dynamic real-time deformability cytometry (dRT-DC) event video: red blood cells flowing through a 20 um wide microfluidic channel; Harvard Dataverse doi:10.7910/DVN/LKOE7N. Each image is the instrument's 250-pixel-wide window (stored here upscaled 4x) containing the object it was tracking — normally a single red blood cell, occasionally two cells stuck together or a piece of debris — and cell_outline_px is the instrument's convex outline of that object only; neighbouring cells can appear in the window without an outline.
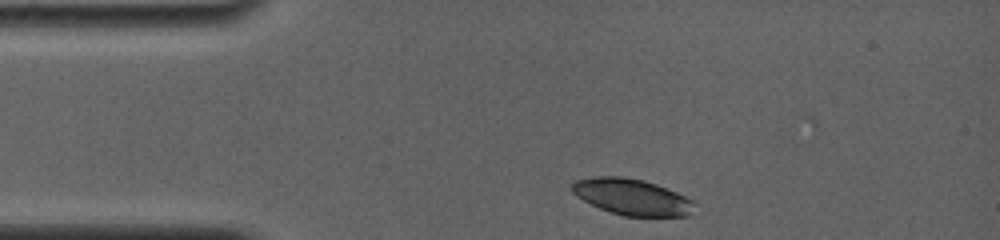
{"species": "common noctule bat (a hibernating species)", "species_latin": "Nyctalus noctula", "temperature_condition": "room temperature", "stored_images_in_passage": 2, "camera_frame_rate_fps": 4000, "um_per_image_px": 0.085, "animal": {"sex": "female", "body_mass_g": 19.0, "forearm_length_mm": 56.7}, "frame": {"image": 1, "passage_image": 1, "time_ms": 0.0, "image_size_px": [1000, 240], "cell_outline_px": [[696, 204], [692, 216], [624, 216], [600, 208], [576, 196], [568, 188], [576, 180], [596, 176], [620, 176], [644, 180], [656, 184], [676, 192], [692, 200]], "centroid_in_image_um": [53.73, 16.74], "position_along_channel_um": 31.3, "area_um2": 25.89}}